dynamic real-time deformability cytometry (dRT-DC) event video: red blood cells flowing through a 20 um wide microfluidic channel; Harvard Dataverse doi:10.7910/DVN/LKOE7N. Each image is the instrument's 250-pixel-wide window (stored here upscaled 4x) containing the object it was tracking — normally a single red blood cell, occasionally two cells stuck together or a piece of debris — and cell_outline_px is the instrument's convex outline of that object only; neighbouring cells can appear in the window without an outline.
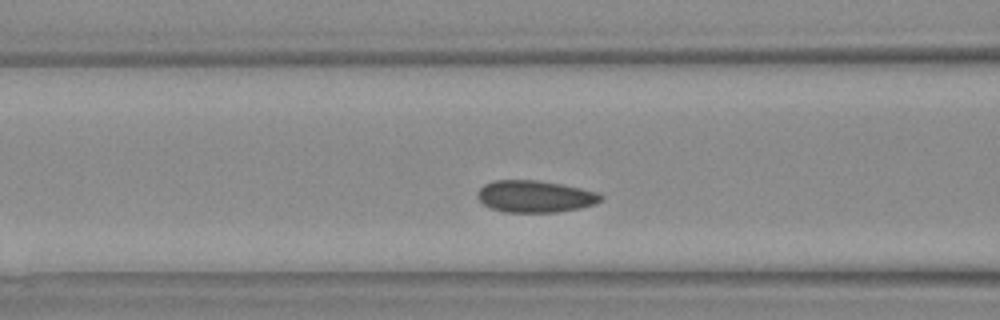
{"species": "Egyptian fruit bat (a non-hibernating species)", "species_latin": "Rousettus aegyptiacus", "temperature_condition": "warm", "stored_images_in_passage": 23, "camera_frame_rate_fps": 3000, "um_per_image_px": 0.085, "animal": {"sex": "female"}, "frame": {"image": 1, "passage_image": 7, "time_ms": 2.0, "image_size_px": [1000, 320], "cell_outline_px": [[604, 200], [596, 204], [580, 208], [556, 212], [504, 212], [492, 208], [484, 204], [476, 196], [476, 192], [484, 184], [496, 180], [536, 180], [560, 184], [600, 192], [604, 196]], "centroid_in_image_um": [45.51, 16.69], "position_along_channel_um": 121.1, "area_um2": 23.06}}